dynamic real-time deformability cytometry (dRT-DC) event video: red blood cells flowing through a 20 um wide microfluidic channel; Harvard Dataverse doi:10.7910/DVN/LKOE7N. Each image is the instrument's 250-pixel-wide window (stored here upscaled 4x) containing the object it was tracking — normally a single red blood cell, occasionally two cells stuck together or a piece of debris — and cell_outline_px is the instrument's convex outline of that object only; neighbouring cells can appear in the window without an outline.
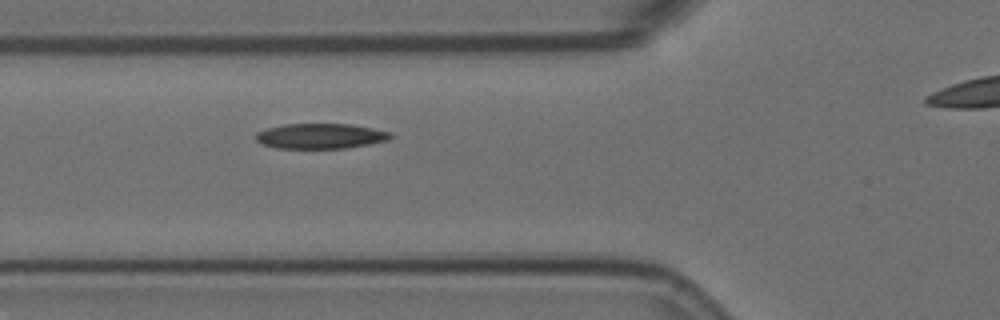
{"species": "Egyptian fruit bat (a non-hibernating species)", "species_latin": "Rousettus aegyptiacus", "temperature_condition": "room temperature", "stored_images_in_passage": 3, "camera_frame_rate_fps": 3000, "um_per_image_px": 0.085, "animal": {"sex": "female"}, "frame": {"image": 1, "passage_image": 2, "time_ms": 0.333, "image_size_px": [1000, 320], "cell_outline_px": [[392, 136], [388, 140], [368, 144], [344, 148], [276, 148], [260, 144], [256, 140], [256, 132], [268, 128], [284, 124], [352, 124], [392, 132]], "centroid_in_image_um": [27.23, 11.56], "position_along_channel_um": 98.6, "area_um2": 19.77}}